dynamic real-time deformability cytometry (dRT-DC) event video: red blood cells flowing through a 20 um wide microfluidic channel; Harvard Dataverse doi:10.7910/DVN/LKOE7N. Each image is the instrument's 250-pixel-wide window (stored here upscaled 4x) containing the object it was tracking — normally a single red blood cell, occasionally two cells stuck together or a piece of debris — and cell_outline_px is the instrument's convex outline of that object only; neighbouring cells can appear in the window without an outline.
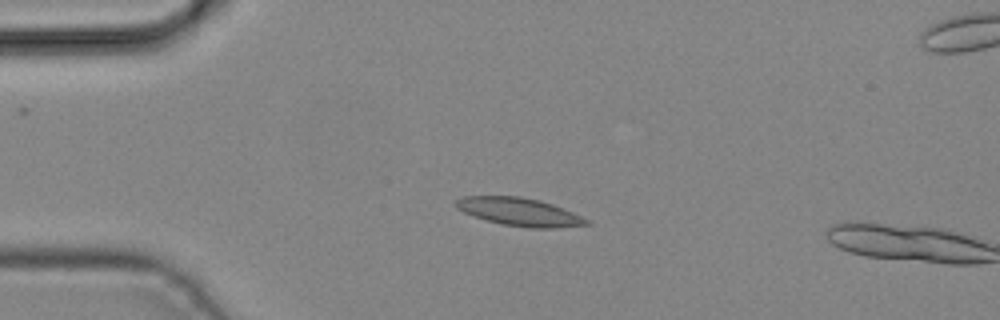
{"species": "common noctule bat (a hibernating species)", "species_latin": "Nyctalus noctula", "temperature_condition": "cold", "stored_images_in_passage": 5, "camera_frame_rate_fps": 3000, "um_per_image_px": 0.085, "animal": {"sex": "male", "body_mass_g": 19.2, "forearm_length_mm": 51.8}, "frame": {"image": 1, "passage_image": 4, "time_ms": 1.0, "image_size_px": [1000, 320], "cell_outline_px": [[592, 224], [552, 228], [532, 228], [504, 224], [488, 220], [464, 212], [456, 208], [452, 204], [456, 200], [464, 196], [520, 196], [540, 200], [552, 204], [572, 212], [588, 220]], "centroid_in_image_um": [44.13, 17.99], "position_along_channel_um": 40.9, "area_um2": 21.04}}